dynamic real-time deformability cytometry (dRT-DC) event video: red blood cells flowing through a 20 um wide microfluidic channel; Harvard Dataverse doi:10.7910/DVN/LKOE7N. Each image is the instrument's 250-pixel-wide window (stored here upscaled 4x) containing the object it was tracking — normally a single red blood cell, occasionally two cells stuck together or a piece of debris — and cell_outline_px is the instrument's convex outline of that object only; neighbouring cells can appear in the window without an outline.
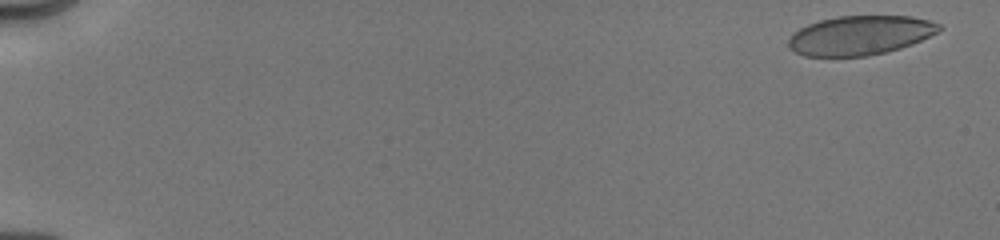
{"species": "human", "species_latin": "Homo sapiens", "temperature_condition": "cold", "stored_images_in_passage": 80, "camera_frame_rate_fps": 3000, "um_per_image_px": 0.085, "donor": {"sex": "male"}, "frame": {"image": 1, "passage_image": 3, "time_ms": 0.333, "image_size_px": [1000, 240], "cell_outline_px": [[944, 28], [912, 44], [900, 48], [868, 56], [804, 56], [788, 48], [788, 40], [792, 32], [808, 24], [820, 20], [836, 16], [912, 16], [928, 20], [940, 24]], "centroid_in_image_um": [73.08, 3.0], "position_along_channel_um": 11.9, "area_um2": 34.45}}
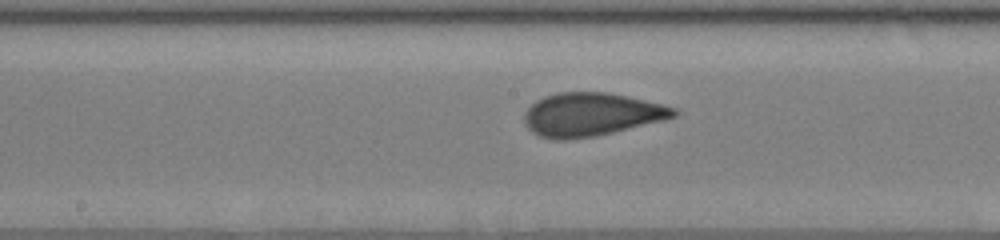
{"frame": {"image": 2, "passage_image": 48, "time_ms": 9.333, "image_size_px": [1000, 240], "cell_outline_px": [[680, 112], [676, 116], [664, 120], [596, 136], [564, 140], [552, 140], [540, 136], [532, 132], [524, 124], [524, 112], [536, 100], [544, 96], [560, 92], [608, 92], [628, 96], [664, 104], [676, 108]], "centroid_in_image_um": [50.26, 9.73], "position_along_channel_um": 197.9, "area_um2": 37.97}}
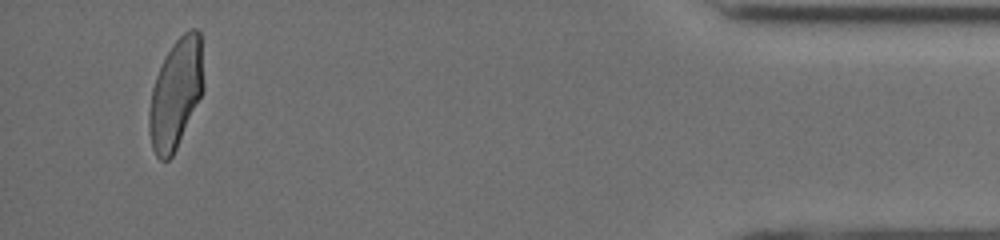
{"frame": {"image": 3, "passage_image": 78, "time_ms": 16.333, "image_size_px": [1000, 240], "cell_outline_px": [[204, 88], [176, 148], [172, 156], [168, 160], [160, 160], [156, 156], [152, 148], [148, 132], [148, 112], [152, 88], [156, 76], [172, 44], [184, 32], [192, 28], [196, 28], [200, 32], [204, 84]], "centroid_in_image_um": [14.93, 7.96], "position_along_channel_um": 420.3, "area_um2": 34.51}, "authors_computed_cell_mechanics": {"area_um2": 36.3273, "velocity_mm_per_s": 4.0328, "shape_relaxation_time_tau1_ms": 6.105, "shape_relaxation_time_tau2_ms": 0.7725, "deformation_change_tau1": 0.151, "deformation_change_tau2": 0.0455}}